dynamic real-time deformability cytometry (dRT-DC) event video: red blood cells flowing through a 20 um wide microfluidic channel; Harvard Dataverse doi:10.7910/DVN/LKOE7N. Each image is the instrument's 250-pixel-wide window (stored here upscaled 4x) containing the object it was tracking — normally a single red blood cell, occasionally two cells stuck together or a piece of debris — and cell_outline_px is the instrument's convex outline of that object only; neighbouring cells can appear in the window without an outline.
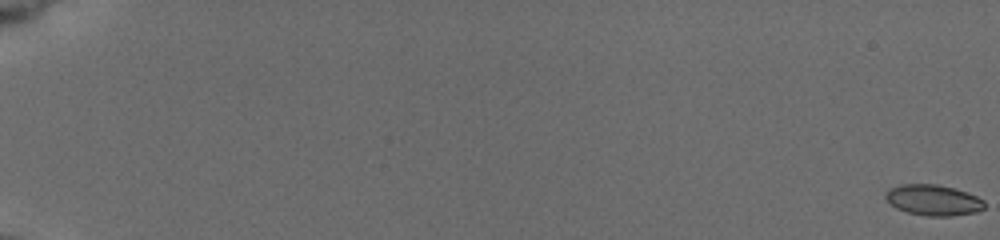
{"species": "common noctule bat (a hibernating species)", "species_latin": "Nyctalus noctula", "temperature_condition": "cold", "stored_images_in_passage": 47, "camera_frame_rate_fps": 3000, "um_per_image_px": 0.085, "animal": {"sex": "female", "body_mass_g": 19.5, "forearm_length_mm": 54.1}, "frame": {"image": 1, "passage_image": 1, "time_ms": 0.0, "image_size_px": [1000, 240], "cell_outline_px": [[984, 208], [976, 212], [952, 216], [928, 216], [908, 212], [896, 208], [884, 196], [884, 192], [888, 188], [900, 184], [936, 184], [952, 188], [976, 196], [984, 200]], "centroid_in_image_um": [79.29, 17.0], "position_along_channel_um": 5.7, "area_um2": 17.63}}
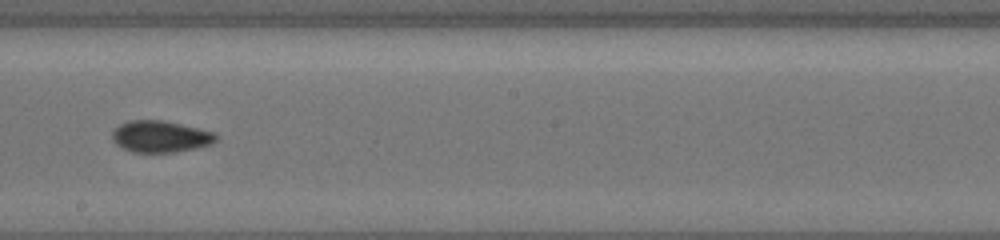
{"frame": {"image": 2, "passage_image": 27, "time_ms": 12.0, "image_size_px": [1000, 240], "cell_outline_px": [[216, 140], [212, 144], [176, 152], [132, 152], [116, 144], [112, 140], [112, 132], [120, 124], [128, 120], [164, 120], [212, 132], [216, 136]], "centroid_in_image_um": [13.59, 11.6], "position_along_channel_um": 234.6, "area_um2": 18.9}}
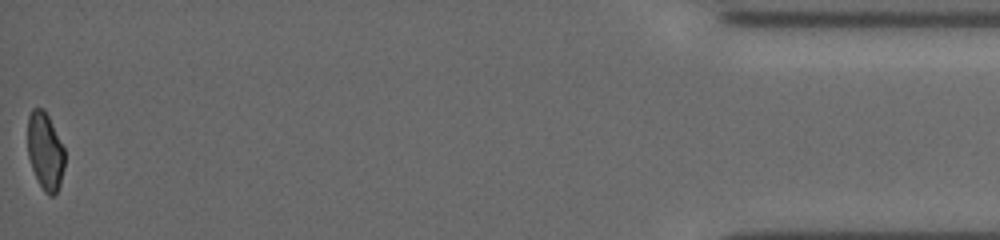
{"frame": {"image": 3, "passage_image": 47, "time_ms": 19.333, "image_size_px": [1000, 240], "cell_outline_px": [[64, 168], [60, 184], [56, 192], [52, 196], [48, 196], [44, 192], [32, 168], [28, 156], [28, 116], [32, 108], [44, 108], [64, 148]], "centroid_in_image_um": [3.84, 12.85], "position_along_channel_um": 431.4, "area_um2": 16.59}, "authors_computed_cell_mechanics": {"area_um2": 18.3804, "velocity_mm_per_s": 3.7443, "shape_relaxation_time_tau1_ms": 5.2544, "shape_relaxation_time_tau2_ms": 2.0947, "deformation_change_tau1": 0.1034, "deformation_change_tau2": 0.0684}}